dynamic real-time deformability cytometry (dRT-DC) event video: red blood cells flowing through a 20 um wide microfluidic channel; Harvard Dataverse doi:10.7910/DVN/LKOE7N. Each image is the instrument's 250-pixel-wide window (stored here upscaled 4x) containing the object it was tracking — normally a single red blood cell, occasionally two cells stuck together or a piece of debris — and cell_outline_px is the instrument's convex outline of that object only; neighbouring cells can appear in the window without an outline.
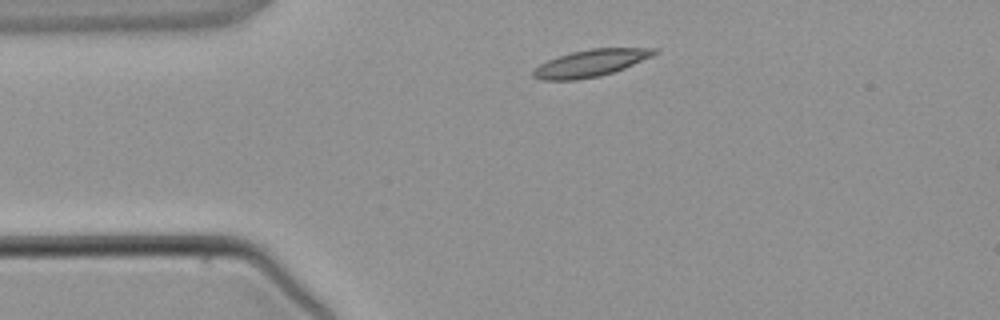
{"species": "common noctule bat (a hibernating species)", "species_latin": "Nyctalus noctula", "temperature_condition": "warm", "stored_images_in_passage": 2, "camera_frame_rate_fps": 3000, "um_per_image_px": 0.085, "animal": {"sex": "male", "body_mass_g": 21.5, "forearm_length_mm": 52.0}, "frame": {"image": 1, "passage_image": 1, "time_ms": 0.0, "image_size_px": [1000, 320], "cell_outline_px": [[660, 52], [652, 56], [624, 68], [600, 76], [576, 80], [540, 80], [532, 76], [532, 72], [540, 64], [556, 56], [572, 52], [592, 48], [656, 48]], "centroid_in_image_um": [50.2, 5.36], "position_along_channel_um": 34.8, "area_um2": 19.02}}
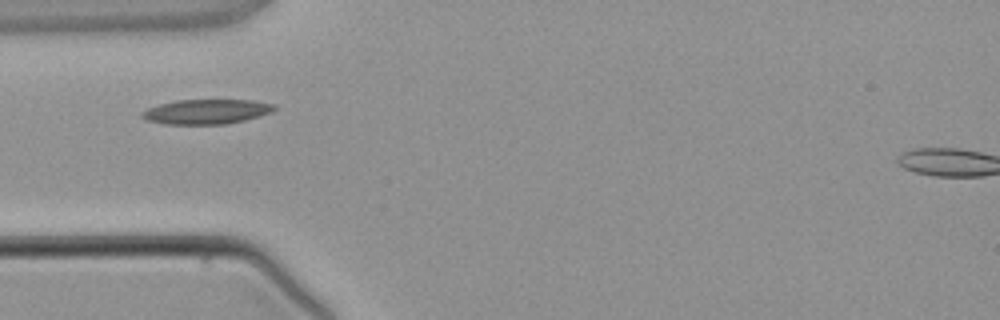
{"frame": {"image": 2, "passage_image": 2, "time_ms": 1.333, "image_size_px": [1000, 320], "cell_outline_px": [[276, 108], [268, 112], [244, 120], [228, 124], [164, 124], [148, 120], [140, 116], [140, 112], [148, 108], [160, 104], [176, 100], [252, 100], [276, 104]], "centroid_in_image_um": [17.51, 9.48], "position_along_channel_um": 67.5, "area_um2": 18.9}}